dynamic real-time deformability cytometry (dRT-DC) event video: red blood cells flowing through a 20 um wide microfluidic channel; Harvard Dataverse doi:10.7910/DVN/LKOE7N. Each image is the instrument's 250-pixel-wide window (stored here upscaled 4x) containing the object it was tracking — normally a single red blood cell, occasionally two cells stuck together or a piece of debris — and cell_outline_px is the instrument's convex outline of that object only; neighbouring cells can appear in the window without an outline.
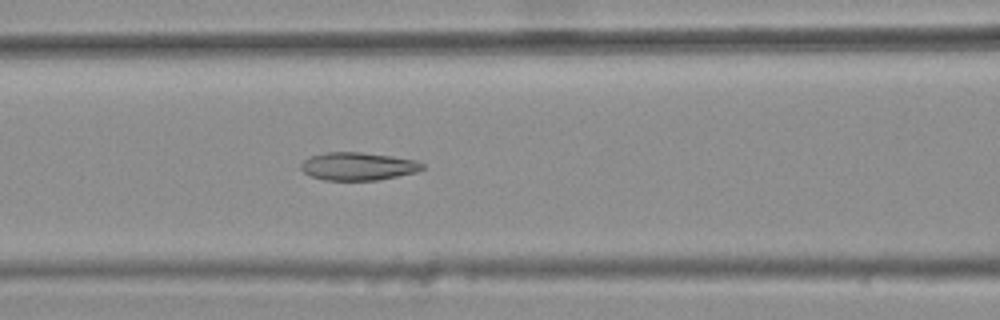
{"species": "common noctule bat (a hibernating species)", "species_latin": "Nyctalus noctula", "temperature_condition": "warm", "stored_images_in_passage": 6, "camera_frame_rate_fps": 3000, "um_per_image_px": 0.085, "animal": {"sex": "female", "body_mass_g": 25.1}, "frame": {"image": 1, "passage_image": 6, "time_ms": 1.667, "image_size_px": [1000, 320], "cell_outline_px": [[424, 168], [416, 172], [376, 180], [324, 180], [312, 176], [304, 172], [300, 168], [300, 164], [308, 156], [328, 152], [360, 152], [416, 160], [424, 164]], "centroid_in_image_um": [30.39, 14.13], "position_along_channel_um": 136.2, "area_um2": 19.59}}